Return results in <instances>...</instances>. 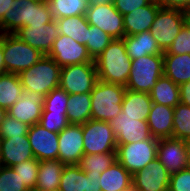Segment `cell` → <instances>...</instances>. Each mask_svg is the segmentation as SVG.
I'll use <instances>...</instances> for the list:
<instances>
[{
    "mask_svg": "<svg viewBox=\"0 0 190 191\" xmlns=\"http://www.w3.org/2000/svg\"><path fill=\"white\" fill-rule=\"evenodd\" d=\"M0 21V34H14L25 26H45L54 20L46 0H14Z\"/></svg>",
    "mask_w": 190,
    "mask_h": 191,
    "instance_id": "6da1fadb",
    "label": "cell"
},
{
    "mask_svg": "<svg viewBox=\"0 0 190 191\" xmlns=\"http://www.w3.org/2000/svg\"><path fill=\"white\" fill-rule=\"evenodd\" d=\"M94 61L98 80L126 86L132 63L123 38L113 39Z\"/></svg>",
    "mask_w": 190,
    "mask_h": 191,
    "instance_id": "7a4b0ae2",
    "label": "cell"
},
{
    "mask_svg": "<svg viewBox=\"0 0 190 191\" xmlns=\"http://www.w3.org/2000/svg\"><path fill=\"white\" fill-rule=\"evenodd\" d=\"M60 67L51 57L44 55L31 68L21 71L18 76L24 91L37 92L44 97L59 87Z\"/></svg>",
    "mask_w": 190,
    "mask_h": 191,
    "instance_id": "3957f363",
    "label": "cell"
},
{
    "mask_svg": "<svg viewBox=\"0 0 190 191\" xmlns=\"http://www.w3.org/2000/svg\"><path fill=\"white\" fill-rule=\"evenodd\" d=\"M125 86L98 80L91 94V119L109 122L122 110Z\"/></svg>",
    "mask_w": 190,
    "mask_h": 191,
    "instance_id": "277c9868",
    "label": "cell"
},
{
    "mask_svg": "<svg viewBox=\"0 0 190 191\" xmlns=\"http://www.w3.org/2000/svg\"><path fill=\"white\" fill-rule=\"evenodd\" d=\"M2 48L6 73L19 74L31 68L44 56L15 34H2Z\"/></svg>",
    "mask_w": 190,
    "mask_h": 191,
    "instance_id": "5b68a950",
    "label": "cell"
},
{
    "mask_svg": "<svg viewBox=\"0 0 190 191\" xmlns=\"http://www.w3.org/2000/svg\"><path fill=\"white\" fill-rule=\"evenodd\" d=\"M131 71L125 86L135 92L150 93L164 74L163 55H147L131 60Z\"/></svg>",
    "mask_w": 190,
    "mask_h": 191,
    "instance_id": "8992f818",
    "label": "cell"
},
{
    "mask_svg": "<svg viewBox=\"0 0 190 191\" xmlns=\"http://www.w3.org/2000/svg\"><path fill=\"white\" fill-rule=\"evenodd\" d=\"M158 141L151 137L135 143L117 144V161L133 175L157 158Z\"/></svg>",
    "mask_w": 190,
    "mask_h": 191,
    "instance_id": "52a82bcc",
    "label": "cell"
},
{
    "mask_svg": "<svg viewBox=\"0 0 190 191\" xmlns=\"http://www.w3.org/2000/svg\"><path fill=\"white\" fill-rule=\"evenodd\" d=\"M184 25L183 10L160 7L149 31L158 47L165 52Z\"/></svg>",
    "mask_w": 190,
    "mask_h": 191,
    "instance_id": "ba28073f",
    "label": "cell"
},
{
    "mask_svg": "<svg viewBox=\"0 0 190 191\" xmlns=\"http://www.w3.org/2000/svg\"><path fill=\"white\" fill-rule=\"evenodd\" d=\"M98 81L95 63H79L62 67L59 87L68 94L90 93Z\"/></svg>",
    "mask_w": 190,
    "mask_h": 191,
    "instance_id": "9c48e42d",
    "label": "cell"
},
{
    "mask_svg": "<svg viewBox=\"0 0 190 191\" xmlns=\"http://www.w3.org/2000/svg\"><path fill=\"white\" fill-rule=\"evenodd\" d=\"M84 154L116 152V137L109 122L88 120L83 124Z\"/></svg>",
    "mask_w": 190,
    "mask_h": 191,
    "instance_id": "30bf717a",
    "label": "cell"
},
{
    "mask_svg": "<svg viewBox=\"0 0 190 191\" xmlns=\"http://www.w3.org/2000/svg\"><path fill=\"white\" fill-rule=\"evenodd\" d=\"M86 18L89 25L100 28L112 39H122L125 36L123 15L115 9L114 4L89 7Z\"/></svg>",
    "mask_w": 190,
    "mask_h": 191,
    "instance_id": "8fae6325",
    "label": "cell"
},
{
    "mask_svg": "<svg viewBox=\"0 0 190 191\" xmlns=\"http://www.w3.org/2000/svg\"><path fill=\"white\" fill-rule=\"evenodd\" d=\"M48 56L60 67L79 63H95L85 45L61 34L53 42Z\"/></svg>",
    "mask_w": 190,
    "mask_h": 191,
    "instance_id": "7c38bea8",
    "label": "cell"
},
{
    "mask_svg": "<svg viewBox=\"0 0 190 191\" xmlns=\"http://www.w3.org/2000/svg\"><path fill=\"white\" fill-rule=\"evenodd\" d=\"M117 144H129L152 137L147 120L126 116L122 111L109 121Z\"/></svg>",
    "mask_w": 190,
    "mask_h": 191,
    "instance_id": "4fadbf2b",
    "label": "cell"
},
{
    "mask_svg": "<svg viewBox=\"0 0 190 191\" xmlns=\"http://www.w3.org/2000/svg\"><path fill=\"white\" fill-rule=\"evenodd\" d=\"M170 175L156 158L132 175V191H168Z\"/></svg>",
    "mask_w": 190,
    "mask_h": 191,
    "instance_id": "5bb4252c",
    "label": "cell"
},
{
    "mask_svg": "<svg viewBox=\"0 0 190 191\" xmlns=\"http://www.w3.org/2000/svg\"><path fill=\"white\" fill-rule=\"evenodd\" d=\"M58 160L65 165H78L84 155L83 125L69 124L58 133Z\"/></svg>",
    "mask_w": 190,
    "mask_h": 191,
    "instance_id": "9a60e30c",
    "label": "cell"
},
{
    "mask_svg": "<svg viewBox=\"0 0 190 191\" xmlns=\"http://www.w3.org/2000/svg\"><path fill=\"white\" fill-rule=\"evenodd\" d=\"M27 135L38 161L58 160V133L51 132L38 123L30 126Z\"/></svg>",
    "mask_w": 190,
    "mask_h": 191,
    "instance_id": "2e32d148",
    "label": "cell"
},
{
    "mask_svg": "<svg viewBox=\"0 0 190 191\" xmlns=\"http://www.w3.org/2000/svg\"><path fill=\"white\" fill-rule=\"evenodd\" d=\"M21 40L48 55L55 39L59 36L58 24L54 19L45 26H25L16 33Z\"/></svg>",
    "mask_w": 190,
    "mask_h": 191,
    "instance_id": "e0dca14e",
    "label": "cell"
},
{
    "mask_svg": "<svg viewBox=\"0 0 190 191\" xmlns=\"http://www.w3.org/2000/svg\"><path fill=\"white\" fill-rule=\"evenodd\" d=\"M43 103V95L37 92L23 91L22 96L7 110V114L32 126L40 121Z\"/></svg>",
    "mask_w": 190,
    "mask_h": 191,
    "instance_id": "ac0fdd59",
    "label": "cell"
},
{
    "mask_svg": "<svg viewBox=\"0 0 190 191\" xmlns=\"http://www.w3.org/2000/svg\"><path fill=\"white\" fill-rule=\"evenodd\" d=\"M157 158L170 173H176L188 166L184 140L177 138L159 139L157 144Z\"/></svg>",
    "mask_w": 190,
    "mask_h": 191,
    "instance_id": "d6986e66",
    "label": "cell"
},
{
    "mask_svg": "<svg viewBox=\"0 0 190 191\" xmlns=\"http://www.w3.org/2000/svg\"><path fill=\"white\" fill-rule=\"evenodd\" d=\"M34 158L28 135L0 139V165L12 167Z\"/></svg>",
    "mask_w": 190,
    "mask_h": 191,
    "instance_id": "ffe728a7",
    "label": "cell"
},
{
    "mask_svg": "<svg viewBox=\"0 0 190 191\" xmlns=\"http://www.w3.org/2000/svg\"><path fill=\"white\" fill-rule=\"evenodd\" d=\"M160 7L157 0H152L148 5L124 15L125 36L149 31Z\"/></svg>",
    "mask_w": 190,
    "mask_h": 191,
    "instance_id": "44dd1931",
    "label": "cell"
},
{
    "mask_svg": "<svg viewBox=\"0 0 190 191\" xmlns=\"http://www.w3.org/2000/svg\"><path fill=\"white\" fill-rule=\"evenodd\" d=\"M174 107L152 103L147 123L152 137L164 139L173 137Z\"/></svg>",
    "mask_w": 190,
    "mask_h": 191,
    "instance_id": "7402d4cb",
    "label": "cell"
},
{
    "mask_svg": "<svg viewBox=\"0 0 190 191\" xmlns=\"http://www.w3.org/2000/svg\"><path fill=\"white\" fill-rule=\"evenodd\" d=\"M126 52L131 60L147 55H163V51L158 47L156 40L150 31H144L135 35L123 37Z\"/></svg>",
    "mask_w": 190,
    "mask_h": 191,
    "instance_id": "603a6c76",
    "label": "cell"
},
{
    "mask_svg": "<svg viewBox=\"0 0 190 191\" xmlns=\"http://www.w3.org/2000/svg\"><path fill=\"white\" fill-rule=\"evenodd\" d=\"M101 191H132V174L117 160L100 176Z\"/></svg>",
    "mask_w": 190,
    "mask_h": 191,
    "instance_id": "cb8c5ba5",
    "label": "cell"
},
{
    "mask_svg": "<svg viewBox=\"0 0 190 191\" xmlns=\"http://www.w3.org/2000/svg\"><path fill=\"white\" fill-rule=\"evenodd\" d=\"M152 103L150 93L126 89L121 111L126 116L147 120Z\"/></svg>",
    "mask_w": 190,
    "mask_h": 191,
    "instance_id": "d4e9b609",
    "label": "cell"
},
{
    "mask_svg": "<svg viewBox=\"0 0 190 191\" xmlns=\"http://www.w3.org/2000/svg\"><path fill=\"white\" fill-rule=\"evenodd\" d=\"M64 167L65 164L60 160L39 161L35 190L59 189Z\"/></svg>",
    "mask_w": 190,
    "mask_h": 191,
    "instance_id": "484cf974",
    "label": "cell"
},
{
    "mask_svg": "<svg viewBox=\"0 0 190 191\" xmlns=\"http://www.w3.org/2000/svg\"><path fill=\"white\" fill-rule=\"evenodd\" d=\"M164 75L178 86L190 81V54L163 55Z\"/></svg>",
    "mask_w": 190,
    "mask_h": 191,
    "instance_id": "4316f807",
    "label": "cell"
},
{
    "mask_svg": "<svg viewBox=\"0 0 190 191\" xmlns=\"http://www.w3.org/2000/svg\"><path fill=\"white\" fill-rule=\"evenodd\" d=\"M67 118L70 124L83 125L91 119V94H68Z\"/></svg>",
    "mask_w": 190,
    "mask_h": 191,
    "instance_id": "83f0119b",
    "label": "cell"
},
{
    "mask_svg": "<svg viewBox=\"0 0 190 191\" xmlns=\"http://www.w3.org/2000/svg\"><path fill=\"white\" fill-rule=\"evenodd\" d=\"M153 103L175 107L180 103V89L164 74L156 81L150 92Z\"/></svg>",
    "mask_w": 190,
    "mask_h": 191,
    "instance_id": "f1b7e54d",
    "label": "cell"
},
{
    "mask_svg": "<svg viewBox=\"0 0 190 191\" xmlns=\"http://www.w3.org/2000/svg\"><path fill=\"white\" fill-rule=\"evenodd\" d=\"M56 21L59 34L68 36L82 45L87 43L89 24L86 15L63 17Z\"/></svg>",
    "mask_w": 190,
    "mask_h": 191,
    "instance_id": "f546056e",
    "label": "cell"
},
{
    "mask_svg": "<svg viewBox=\"0 0 190 191\" xmlns=\"http://www.w3.org/2000/svg\"><path fill=\"white\" fill-rule=\"evenodd\" d=\"M18 74L0 75V108L8 110L23 94Z\"/></svg>",
    "mask_w": 190,
    "mask_h": 191,
    "instance_id": "4dcf8cb0",
    "label": "cell"
},
{
    "mask_svg": "<svg viewBox=\"0 0 190 191\" xmlns=\"http://www.w3.org/2000/svg\"><path fill=\"white\" fill-rule=\"evenodd\" d=\"M53 18L86 15L89 0H46Z\"/></svg>",
    "mask_w": 190,
    "mask_h": 191,
    "instance_id": "1f68e13d",
    "label": "cell"
},
{
    "mask_svg": "<svg viewBox=\"0 0 190 191\" xmlns=\"http://www.w3.org/2000/svg\"><path fill=\"white\" fill-rule=\"evenodd\" d=\"M117 160L116 152L84 154L78 166L84 172L101 174Z\"/></svg>",
    "mask_w": 190,
    "mask_h": 191,
    "instance_id": "d6a6232c",
    "label": "cell"
},
{
    "mask_svg": "<svg viewBox=\"0 0 190 191\" xmlns=\"http://www.w3.org/2000/svg\"><path fill=\"white\" fill-rule=\"evenodd\" d=\"M60 181V191H87V177L78 165H65Z\"/></svg>",
    "mask_w": 190,
    "mask_h": 191,
    "instance_id": "836d02e7",
    "label": "cell"
},
{
    "mask_svg": "<svg viewBox=\"0 0 190 191\" xmlns=\"http://www.w3.org/2000/svg\"><path fill=\"white\" fill-rule=\"evenodd\" d=\"M173 138L190 139V106L179 103L174 107Z\"/></svg>",
    "mask_w": 190,
    "mask_h": 191,
    "instance_id": "e575fe53",
    "label": "cell"
},
{
    "mask_svg": "<svg viewBox=\"0 0 190 191\" xmlns=\"http://www.w3.org/2000/svg\"><path fill=\"white\" fill-rule=\"evenodd\" d=\"M113 39L103 30L96 26L89 25V32L87 35V47L88 53L93 60L97 59L98 56L104 51Z\"/></svg>",
    "mask_w": 190,
    "mask_h": 191,
    "instance_id": "d590c367",
    "label": "cell"
},
{
    "mask_svg": "<svg viewBox=\"0 0 190 191\" xmlns=\"http://www.w3.org/2000/svg\"><path fill=\"white\" fill-rule=\"evenodd\" d=\"M12 168L16 174L19 175L22 183H24L30 191H34L36 187L39 161L36 158L28 159L12 166Z\"/></svg>",
    "mask_w": 190,
    "mask_h": 191,
    "instance_id": "8d00e7d4",
    "label": "cell"
},
{
    "mask_svg": "<svg viewBox=\"0 0 190 191\" xmlns=\"http://www.w3.org/2000/svg\"><path fill=\"white\" fill-rule=\"evenodd\" d=\"M68 93L60 87L44 97L42 112L67 113Z\"/></svg>",
    "mask_w": 190,
    "mask_h": 191,
    "instance_id": "74e56055",
    "label": "cell"
},
{
    "mask_svg": "<svg viewBox=\"0 0 190 191\" xmlns=\"http://www.w3.org/2000/svg\"><path fill=\"white\" fill-rule=\"evenodd\" d=\"M0 191H30L12 167L0 165Z\"/></svg>",
    "mask_w": 190,
    "mask_h": 191,
    "instance_id": "f35d334b",
    "label": "cell"
},
{
    "mask_svg": "<svg viewBox=\"0 0 190 191\" xmlns=\"http://www.w3.org/2000/svg\"><path fill=\"white\" fill-rule=\"evenodd\" d=\"M30 126L6 114L0 124V139L27 135Z\"/></svg>",
    "mask_w": 190,
    "mask_h": 191,
    "instance_id": "ab89813d",
    "label": "cell"
},
{
    "mask_svg": "<svg viewBox=\"0 0 190 191\" xmlns=\"http://www.w3.org/2000/svg\"><path fill=\"white\" fill-rule=\"evenodd\" d=\"M39 124L54 133H60L70 123L67 113L42 112Z\"/></svg>",
    "mask_w": 190,
    "mask_h": 191,
    "instance_id": "60d3db41",
    "label": "cell"
},
{
    "mask_svg": "<svg viewBox=\"0 0 190 191\" xmlns=\"http://www.w3.org/2000/svg\"><path fill=\"white\" fill-rule=\"evenodd\" d=\"M190 54V28L184 25L163 55Z\"/></svg>",
    "mask_w": 190,
    "mask_h": 191,
    "instance_id": "b9f144b4",
    "label": "cell"
},
{
    "mask_svg": "<svg viewBox=\"0 0 190 191\" xmlns=\"http://www.w3.org/2000/svg\"><path fill=\"white\" fill-rule=\"evenodd\" d=\"M168 191H190V167L170 175Z\"/></svg>",
    "mask_w": 190,
    "mask_h": 191,
    "instance_id": "7bdbcfd3",
    "label": "cell"
},
{
    "mask_svg": "<svg viewBox=\"0 0 190 191\" xmlns=\"http://www.w3.org/2000/svg\"><path fill=\"white\" fill-rule=\"evenodd\" d=\"M152 0H114L115 9L123 16L148 5Z\"/></svg>",
    "mask_w": 190,
    "mask_h": 191,
    "instance_id": "ee69618b",
    "label": "cell"
},
{
    "mask_svg": "<svg viewBox=\"0 0 190 191\" xmlns=\"http://www.w3.org/2000/svg\"><path fill=\"white\" fill-rule=\"evenodd\" d=\"M161 7L186 10L190 8V0H157Z\"/></svg>",
    "mask_w": 190,
    "mask_h": 191,
    "instance_id": "f6af8a7d",
    "label": "cell"
},
{
    "mask_svg": "<svg viewBox=\"0 0 190 191\" xmlns=\"http://www.w3.org/2000/svg\"><path fill=\"white\" fill-rule=\"evenodd\" d=\"M87 177V191H101L100 188V176L101 174H91V172H85Z\"/></svg>",
    "mask_w": 190,
    "mask_h": 191,
    "instance_id": "bcb514c9",
    "label": "cell"
},
{
    "mask_svg": "<svg viewBox=\"0 0 190 191\" xmlns=\"http://www.w3.org/2000/svg\"><path fill=\"white\" fill-rule=\"evenodd\" d=\"M180 89V103L190 106V81L179 86Z\"/></svg>",
    "mask_w": 190,
    "mask_h": 191,
    "instance_id": "7dc6e473",
    "label": "cell"
},
{
    "mask_svg": "<svg viewBox=\"0 0 190 191\" xmlns=\"http://www.w3.org/2000/svg\"><path fill=\"white\" fill-rule=\"evenodd\" d=\"M14 0H0V21L4 18V15L12 8Z\"/></svg>",
    "mask_w": 190,
    "mask_h": 191,
    "instance_id": "c3c4849f",
    "label": "cell"
},
{
    "mask_svg": "<svg viewBox=\"0 0 190 191\" xmlns=\"http://www.w3.org/2000/svg\"><path fill=\"white\" fill-rule=\"evenodd\" d=\"M6 73L5 62H4V54L2 48V34H0V75Z\"/></svg>",
    "mask_w": 190,
    "mask_h": 191,
    "instance_id": "681fc988",
    "label": "cell"
},
{
    "mask_svg": "<svg viewBox=\"0 0 190 191\" xmlns=\"http://www.w3.org/2000/svg\"><path fill=\"white\" fill-rule=\"evenodd\" d=\"M105 4H114V0H89V7Z\"/></svg>",
    "mask_w": 190,
    "mask_h": 191,
    "instance_id": "f907efd6",
    "label": "cell"
},
{
    "mask_svg": "<svg viewBox=\"0 0 190 191\" xmlns=\"http://www.w3.org/2000/svg\"><path fill=\"white\" fill-rule=\"evenodd\" d=\"M185 151L187 155L188 166L190 167V139L184 140Z\"/></svg>",
    "mask_w": 190,
    "mask_h": 191,
    "instance_id": "816d5d0a",
    "label": "cell"
},
{
    "mask_svg": "<svg viewBox=\"0 0 190 191\" xmlns=\"http://www.w3.org/2000/svg\"><path fill=\"white\" fill-rule=\"evenodd\" d=\"M185 15V25L190 28V8L183 11Z\"/></svg>",
    "mask_w": 190,
    "mask_h": 191,
    "instance_id": "f5cc1de1",
    "label": "cell"
},
{
    "mask_svg": "<svg viewBox=\"0 0 190 191\" xmlns=\"http://www.w3.org/2000/svg\"><path fill=\"white\" fill-rule=\"evenodd\" d=\"M6 114H7V111L4 110L3 108H0V124L3 122V119Z\"/></svg>",
    "mask_w": 190,
    "mask_h": 191,
    "instance_id": "db71d44e",
    "label": "cell"
},
{
    "mask_svg": "<svg viewBox=\"0 0 190 191\" xmlns=\"http://www.w3.org/2000/svg\"><path fill=\"white\" fill-rule=\"evenodd\" d=\"M34 191H60L59 189H54V190H45V189H42V190H34Z\"/></svg>",
    "mask_w": 190,
    "mask_h": 191,
    "instance_id": "11a10c76",
    "label": "cell"
}]
</instances>
